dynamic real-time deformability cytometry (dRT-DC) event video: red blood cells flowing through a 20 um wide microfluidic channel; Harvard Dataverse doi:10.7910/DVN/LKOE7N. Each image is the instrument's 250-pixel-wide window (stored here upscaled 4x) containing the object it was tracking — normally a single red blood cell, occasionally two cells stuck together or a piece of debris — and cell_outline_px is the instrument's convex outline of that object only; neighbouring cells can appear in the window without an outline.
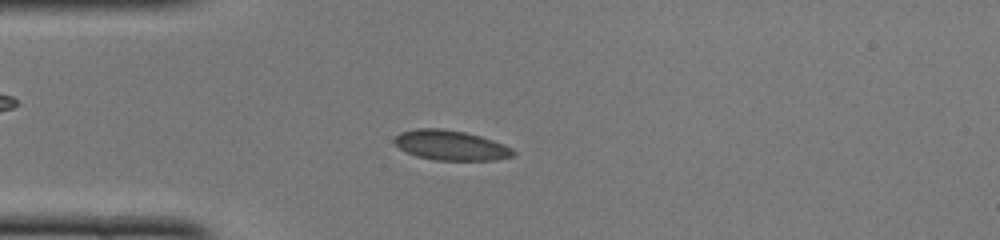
{"species": "common noctule bat (a hibernating species)", "species_latin": "Nyctalus noctula", "temperature_condition": "cold", "stored_images_in_passage": 49, "camera_frame_rate_fps": 3000, "um_per_image_px": 0.085, "animal": {"sex": "female", "body_mass_g": 22.0, "forearm_length_mm": 56.7}, "frame": {"image": 1, "passage_image": 12, "time_ms": 3.667, "image_size_px": [1000, 240], "cell_outline_px": [[516, 152], [512, 156], [496, 160], [436, 160], [416, 156], [404, 152], [392, 140], [400, 132], [416, 128], [440, 128], [464, 132], [480, 136], [504, 144], [512, 148]], "centroid_in_image_um": [38.29, 12.35], "position_along_channel_um": 46.7, "area_um2": 20.75}}
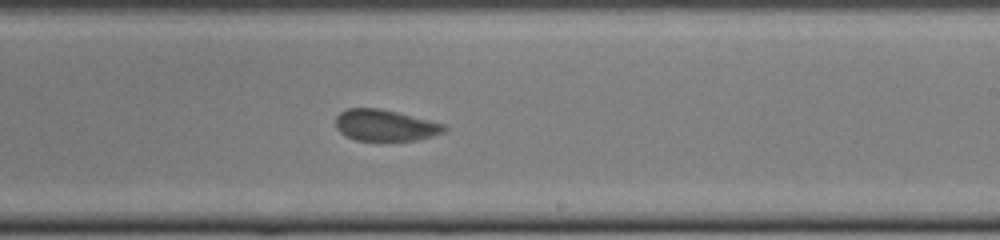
{"frame": {"image": 2, "passage_image": 29, "time_ms": 9.333, "image_size_px": [1000, 240], "cell_outline_px": [[448, 128], [444, 132], [432, 136], [416, 140], [356, 140], [340, 132], [336, 128], [336, 116], [340, 112], [348, 108], [376, 108], [396, 112], [444, 124]], "centroid_in_image_um": [32.73, 10.65], "position_along_channel_um": 256.3, "area_um2": 19.54}}
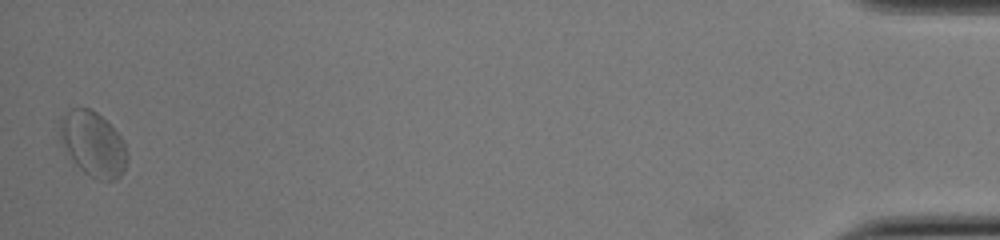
{"frame": {"image": 3, "passage_image": 49, "time_ms": 16.0, "image_size_px": [1000, 240], "cell_outline_px": [[128, 160], [120, 176], [116, 180], [96, 180], [84, 172], [76, 164], [60, 140], [60, 116], [72, 108], [88, 108], [96, 112], [120, 136], [128, 152]], "centroid_in_image_um": [7.91, 12.25], "position_along_channel_um": 427.3, "area_um2": 25.03}, "authors_computed_cell_mechanics": {"area_um2": 20.6924, "velocity_mm_per_s": 3.932, "shape_relaxation_time_tau1_ms": 3.0602, "shape_relaxation_time_tau2_ms": null, "deformation_change_tau1": 0.0639, "deformation_change_tau2": null}}